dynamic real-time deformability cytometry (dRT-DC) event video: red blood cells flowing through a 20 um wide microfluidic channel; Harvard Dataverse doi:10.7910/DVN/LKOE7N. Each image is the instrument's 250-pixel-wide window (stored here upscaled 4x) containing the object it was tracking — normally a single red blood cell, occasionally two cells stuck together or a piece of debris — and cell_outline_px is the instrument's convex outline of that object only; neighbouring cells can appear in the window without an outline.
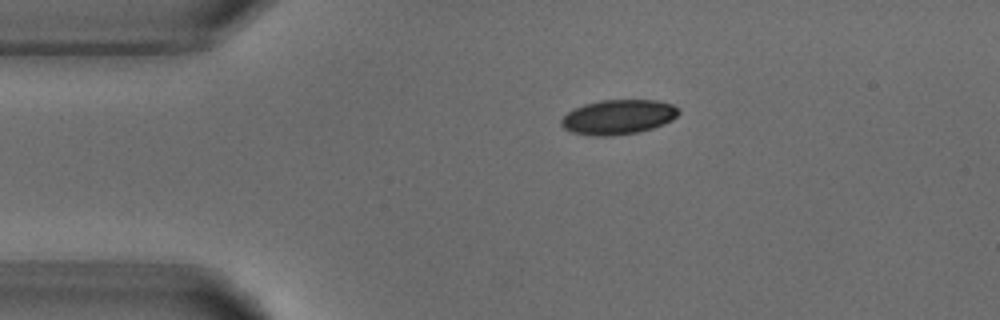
{"species": "common noctule bat (a hibernating species)", "species_latin": "Nyctalus noctula", "temperature_condition": "warm", "stored_images_in_passage": 2, "camera_frame_rate_fps": 3000, "um_per_image_px": 0.085, "animal": {"sex": "male", "body_mass_g": 18.8}, "frame": {"image": 1, "passage_image": 1, "time_ms": 0.0, "image_size_px": [1000, 320], "cell_outline_px": [[680, 112], [672, 120], [664, 124], [640, 132], [612, 136], [596, 136], [572, 132], [564, 128], [560, 124], [560, 120], [568, 112], [584, 104], [600, 100], [656, 100], [672, 104]], "centroid_in_image_um": [52.55, 9.95], "position_along_channel_um": 32.5, "area_um2": 23.7}}